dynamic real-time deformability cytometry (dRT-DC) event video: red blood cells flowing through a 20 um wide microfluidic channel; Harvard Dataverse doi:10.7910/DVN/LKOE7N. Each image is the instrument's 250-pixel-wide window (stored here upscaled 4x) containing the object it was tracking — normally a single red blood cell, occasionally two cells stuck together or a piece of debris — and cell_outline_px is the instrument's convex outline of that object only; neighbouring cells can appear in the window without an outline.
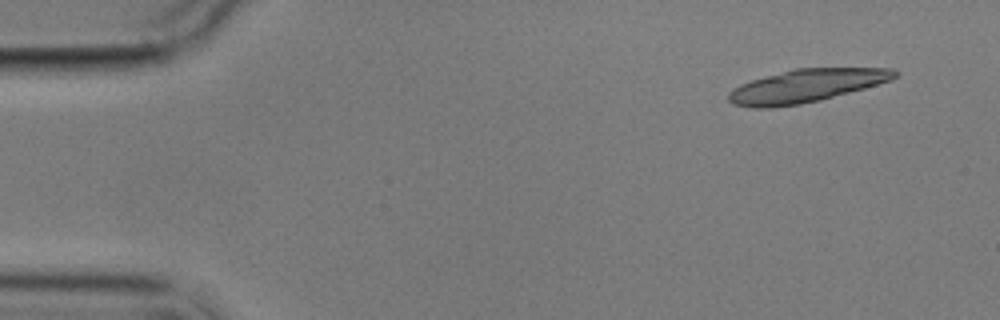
{"species": "common noctule bat (a hibernating species)", "species_latin": "Nyctalus noctula", "temperature_condition": "cold", "stored_images_in_passage": 5, "segment_of_instrument_passage": [2, 2], "camera_frame_rate_fps": 3000, "um_per_image_px": 0.085, "animal": {"sex": "male", "body_mass_g": 17.9}, "frame": {"image": 1, "passage_image": 5, "time_ms": 4.667, "image_size_px": [1000, 320], "cell_outline_px": [[900, 72], [892, 80], [864, 88], [820, 100], [800, 104], [768, 108], [752, 108], [732, 104], [728, 100], [728, 92], [732, 88], [740, 84], [752, 80], [796, 68], [892, 68]], "centroid_in_image_um": [68.51, 7.3], "position_along_channel_um": 16.5, "area_um2": 31.85}}